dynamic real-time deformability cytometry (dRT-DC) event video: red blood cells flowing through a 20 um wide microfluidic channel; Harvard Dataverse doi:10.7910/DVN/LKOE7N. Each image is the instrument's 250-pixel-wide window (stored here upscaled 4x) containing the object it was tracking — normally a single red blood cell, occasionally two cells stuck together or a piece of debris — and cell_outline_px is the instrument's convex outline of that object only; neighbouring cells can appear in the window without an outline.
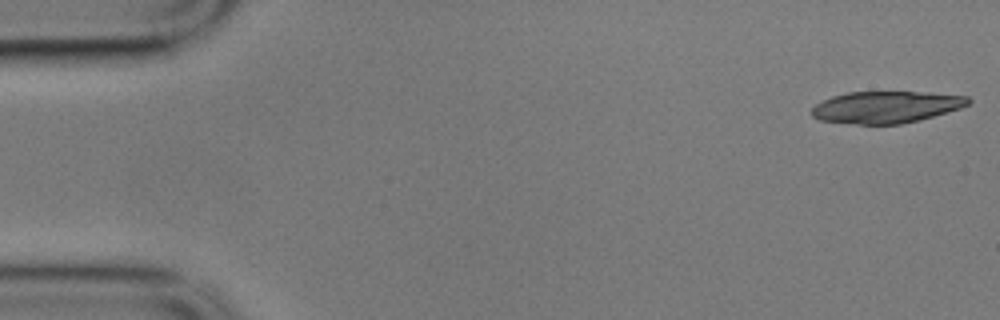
{"species": "common noctule bat (a hibernating species)", "species_latin": "Nyctalus noctula", "temperature_condition": "cold", "stored_images_in_passage": 4, "camera_frame_rate_fps": 3000, "um_per_image_px": 0.085, "animal": {"sex": "male", "body_mass_g": 17.9}, "frame": {"image": 1, "passage_image": 1, "time_ms": 0.0, "image_size_px": [1000, 320], "cell_outline_px": [[972, 100], [968, 104], [960, 108], [920, 120], [900, 124], [856, 124], [820, 120], [812, 116], [812, 108], [816, 104], [832, 96], [848, 92], [928, 92], [968, 96]], "centroid_in_image_um": [75.34, 9.1], "position_along_channel_um": 9.7, "area_um2": 28.96}}